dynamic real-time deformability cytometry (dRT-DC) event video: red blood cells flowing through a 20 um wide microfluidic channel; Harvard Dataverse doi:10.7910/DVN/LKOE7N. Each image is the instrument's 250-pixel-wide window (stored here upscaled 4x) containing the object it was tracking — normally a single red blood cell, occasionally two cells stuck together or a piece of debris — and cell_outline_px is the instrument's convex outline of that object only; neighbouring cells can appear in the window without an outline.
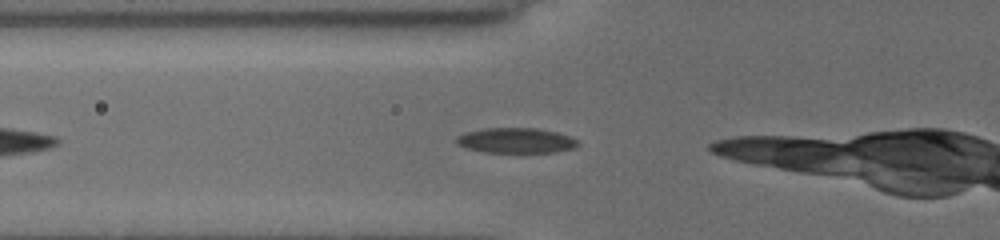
{"species": "common noctule bat (a hibernating species)", "species_latin": "Nyctalus noctula", "temperature_condition": "cold", "stored_images_in_passage": 6, "camera_frame_rate_fps": 3000, "um_per_image_px": 0.085, "animal": {"sex": "female", "body_mass_g": 19.5, "forearm_length_mm": 54.1}, "frame": {"image": 1, "passage_image": 2, "time_ms": 0.333, "image_size_px": [1000, 240], "cell_outline_px": [[580, 144], [572, 148], [556, 152], [484, 152], [468, 148], [456, 144], [456, 136], [468, 132], [484, 128], [536, 128], [556, 132], [568, 136], [576, 140]], "centroid_in_image_um": [43.84, 11.94], "position_along_channel_um": 82.0, "area_um2": 17.63}}
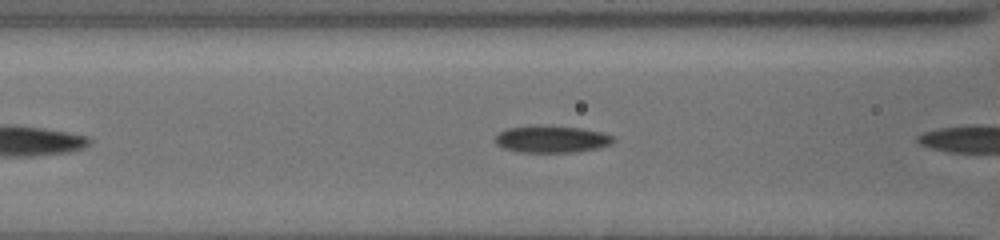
{"frame": {"image": 2, "passage_image": 5, "time_ms": 1.333, "image_size_px": [1000, 240], "cell_outline_px": [[616, 140], [612, 144], [596, 148], [576, 152], [516, 152], [504, 148], [496, 144], [496, 136], [500, 132], [508, 128], [544, 124], [580, 128], [600, 132], [612, 136]], "centroid_in_image_um": [46.88, 11.82], "position_along_channel_um": 119.7, "area_um2": 18.67}}